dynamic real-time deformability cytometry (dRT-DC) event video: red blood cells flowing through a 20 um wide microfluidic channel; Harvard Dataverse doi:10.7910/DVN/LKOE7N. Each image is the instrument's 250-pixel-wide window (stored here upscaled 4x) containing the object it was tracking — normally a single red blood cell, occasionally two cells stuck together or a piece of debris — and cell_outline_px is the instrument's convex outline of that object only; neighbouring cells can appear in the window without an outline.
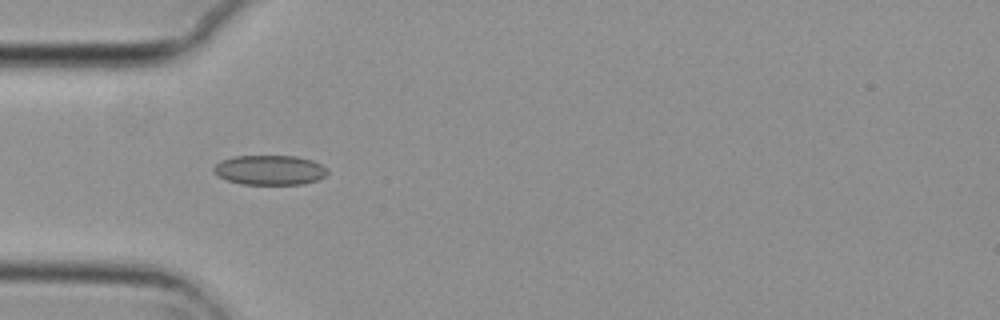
{"species": "common noctule bat (a hibernating species)", "species_latin": "Nyctalus noctula", "temperature_condition": "cold", "stored_images_in_passage": 6, "camera_frame_rate_fps": 3000, "um_per_image_px": 0.085, "animal": {"sex": "female", "body_mass_g": 29.2, "forearm_length_mm": 56.3}, "frame": {"image": 1, "passage_image": 4, "time_ms": 1.0, "image_size_px": [1000, 320], "cell_outline_px": [[328, 172], [324, 176], [316, 180], [300, 184], [240, 184], [216, 176], [212, 172], [212, 168], [220, 160], [236, 156], [296, 156], [312, 160], [328, 168]], "centroid_in_image_um": [22.88, 14.45], "position_along_channel_um": 62.1, "area_um2": 19.77}}
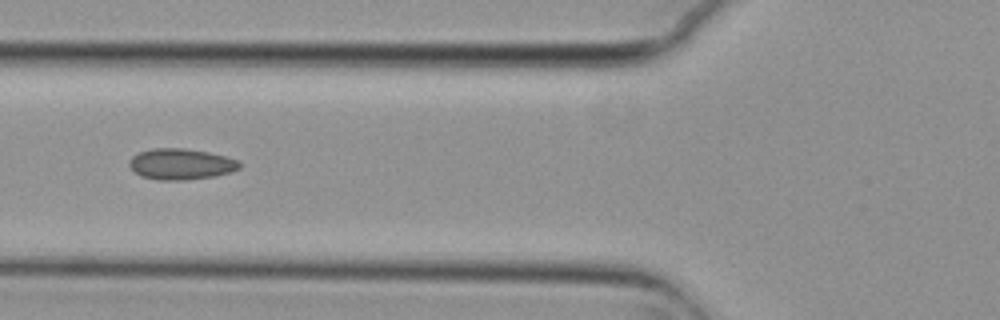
{"frame": {"image": 2, "passage_image": 5, "time_ms": 1.333, "image_size_px": [1000, 320], "cell_outline_px": [[240, 168], [216, 176], [184, 180], [156, 180], [140, 176], [128, 164], [128, 160], [132, 156], [140, 152], [152, 148], [184, 148], [208, 152], [224, 156], [236, 160], [240, 164]], "centroid_in_image_um": [15.33, 13.95], "position_along_channel_um": 110.5, "area_um2": 19.83}}
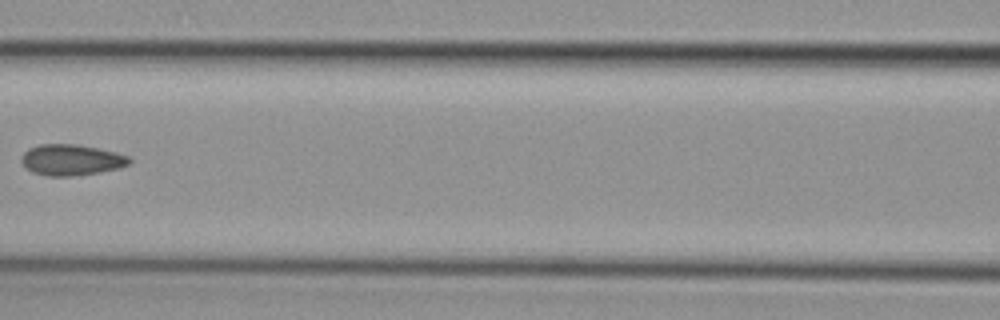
{"frame": {"image": 3, "passage_image": 6, "time_ms": 1.667, "image_size_px": [1000, 320], "cell_outline_px": [[132, 160], [128, 164], [120, 168], [100, 172], [72, 176], [48, 176], [32, 172], [24, 168], [20, 160], [20, 156], [28, 148], [40, 144], [80, 144], [100, 148], [116, 152], [128, 156]], "centroid_in_image_um": [6.03, 13.58], "position_along_channel_um": 160.6, "area_um2": 19.83}}